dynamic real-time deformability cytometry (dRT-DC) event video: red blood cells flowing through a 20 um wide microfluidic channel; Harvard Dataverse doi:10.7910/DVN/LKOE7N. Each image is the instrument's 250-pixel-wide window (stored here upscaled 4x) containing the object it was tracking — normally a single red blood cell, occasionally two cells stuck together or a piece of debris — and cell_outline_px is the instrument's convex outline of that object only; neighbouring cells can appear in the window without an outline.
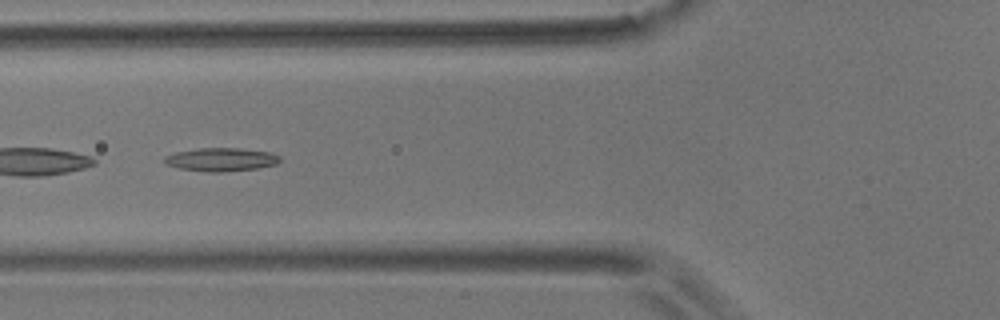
{"species": "common noctule bat (a hibernating species)", "species_latin": "Nyctalus noctula", "temperature_condition": "room temperature", "stored_images_in_passage": 7, "camera_frame_rate_fps": 3000, "um_per_image_px": 0.085, "animal": {"sex": "male", "body_mass_g": 17.9}, "frame": {"image": 1, "passage_image": 6, "time_ms": 1.667, "image_size_px": [1000, 320], "cell_outline_px": [[280, 160], [276, 164], [256, 168], [220, 172], [208, 172], [180, 168], [164, 164], [164, 156], [176, 152], [200, 148], [240, 148], [268, 152], [280, 156]], "centroid_in_image_um": [18.76, 13.55], "position_along_channel_um": 107.0, "area_um2": 15.55}}
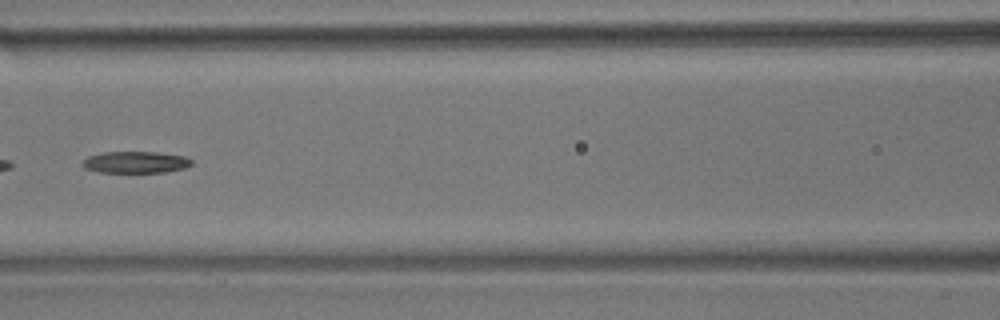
{"frame": {"image": 2, "passage_image": 7, "time_ms": 2.0, "image_size_px": [1000, 320], "cell_outline_px": [[192, 164], [184, 168], [164, 172], [100, 172], [84, 168], [80, 164], [88, 156], [104, 152], [156, 152], [184, 156], [192, 160]], "centroid_in_image_um": [11.5, 13.79], "position_along_channel_um": 155.1, "area_um2": 13.7}}